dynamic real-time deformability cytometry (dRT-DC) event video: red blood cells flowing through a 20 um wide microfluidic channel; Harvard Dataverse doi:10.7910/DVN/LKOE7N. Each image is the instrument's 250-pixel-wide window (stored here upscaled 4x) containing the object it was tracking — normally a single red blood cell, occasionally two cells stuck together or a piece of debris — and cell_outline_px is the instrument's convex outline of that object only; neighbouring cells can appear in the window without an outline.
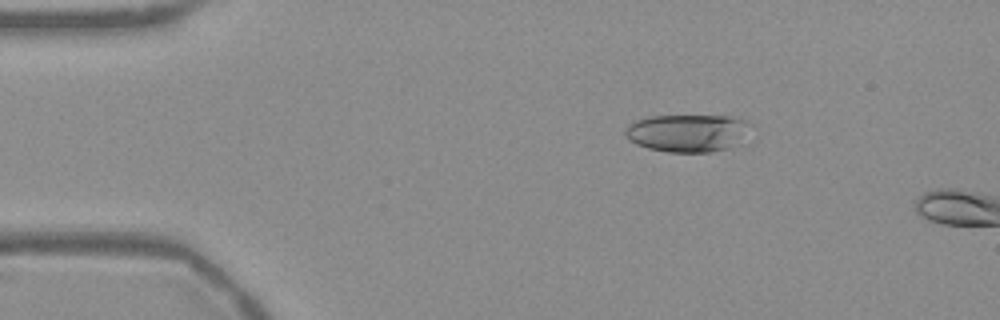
{"species": "Egyptian fruit bat (a non-hibernating species)", "species_latin": "Rousettus aegyptiacus", "temperature_condition": "warm", "stored_images_in_passage": 12, "camera_frame_rate_fps": 3000, "um_per_image_px": 0.085, "frame": {"image": 1, "passage_image": 9, "time_ms": 2.667, "image_size_px": [1000, 320], "cell_outline_px": [[756, 124], [728, 148], [712, 152], [668, 152], [648, 148], [636, 144], [624, 136], [624, 128], [628, 124], [636, 120], [648, 116], [740, 116]], "centroid_in_image_um": [58.44, 11.28], "position_along_channel_um": 26.6, "area_um2": 27.74}}